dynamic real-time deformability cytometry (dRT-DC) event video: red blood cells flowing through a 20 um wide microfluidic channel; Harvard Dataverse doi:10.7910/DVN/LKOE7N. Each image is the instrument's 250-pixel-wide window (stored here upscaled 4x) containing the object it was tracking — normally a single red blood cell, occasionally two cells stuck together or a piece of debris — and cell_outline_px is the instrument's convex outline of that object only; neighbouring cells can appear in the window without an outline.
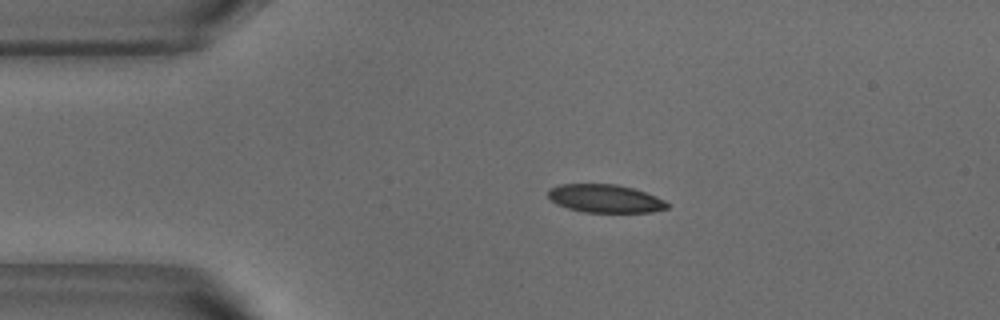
{"species": "common noctule bat (a hibernating species)", "species_latin": "Nyctalus noctula", "temperature_condition": "warm", "stored_images_in_passage": 51, "camera_frame_rate_fps": 3000, "um_per_image_px": 0.085, "animal": {"sex": "male", "body_mass_g": 18.8}, "frame": {"image": 1, "passage_image": 9, "time_ms": 2.667, "image_size_px": [1000, 320], "cell_outline_px": [[668, 208], [652, 212], [584, 212], [568, 208], [556, 204], [548, 196], [548, 188], [560, 184], [616, 184], [632, 188], [656, 196], [664, 200], [668, 204]], "centroid_in_image_um": [51.41, 16.87], "position_along_channel_um": 33.6, "area_um2": 19.48}}
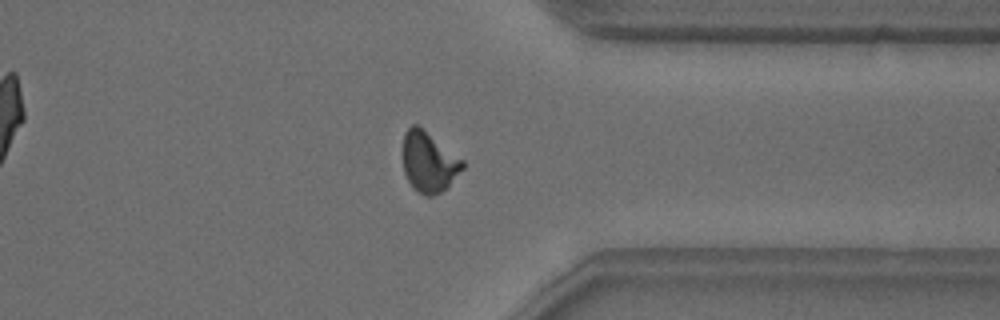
{"frame": {"image": 2, "passage_image": 39, "time_ms": 12.667, "image_size_px": [1000, 320], "cell_outline_px": [[464, 168], [440, 192], [432, 196], [424, 196], [408, 180], [404, 172], [404, 132], [412, 124], [416, 124], [464, 160]], "centroid_in_image_um": [36.45, 13.75], "position_along_channel_um": 374.9, "area_um2": 20.35}}
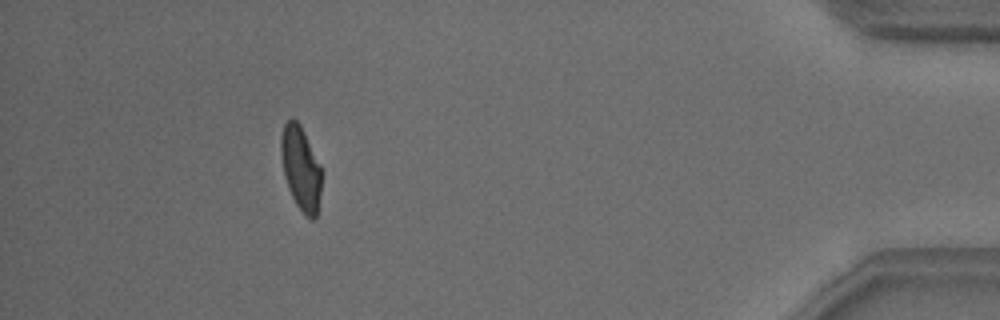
{"frame": {"image": 3, "passage_image": 46, "time_ms": 15.0, "image_size_px": [1000, 320], "cell_outline_px": [[324, 172], [316, 216], [312, 220], [296, 204], [288, 188], [284, 176], [280, 156], [280, 136], [284, 124], [292, 116], [300, 124]], "centroid_in_image_um": [25.57, 14.26], "position_along_channel_um": 409.6, "area_um2": 20.11}, "authors_computed_cell_mechanics": {"area_um2": 20.4034, "velocity_mm_per_s": 3.813, "shape_relaxation_time_tau1_ms": 4.6339, "shape_relaxation_time_tau2_ms": 1.2523, "deformation_change_tau1": 0.1581, "deformation_change_tau2": 0.0636}}